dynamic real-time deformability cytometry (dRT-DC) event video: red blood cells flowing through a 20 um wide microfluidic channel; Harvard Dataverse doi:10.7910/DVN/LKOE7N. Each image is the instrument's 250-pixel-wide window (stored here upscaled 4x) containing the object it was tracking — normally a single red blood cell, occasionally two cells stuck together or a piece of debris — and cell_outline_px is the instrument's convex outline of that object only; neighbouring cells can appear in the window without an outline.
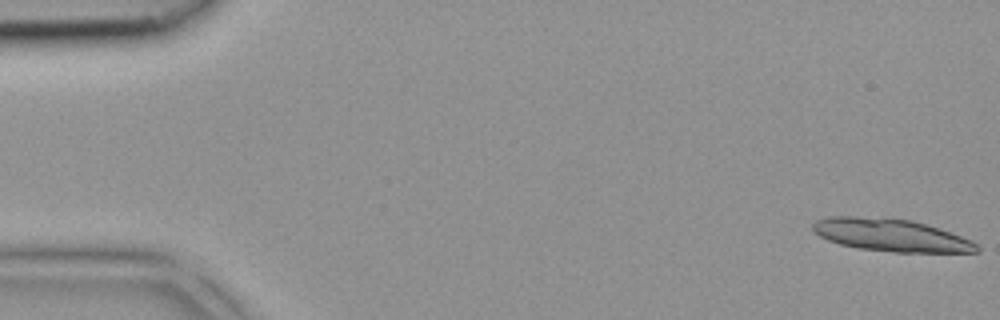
{"species": "common noctule bat (a hibernating species)", "species_latin": "Nyctalus noctula", "temperature_condition": "room temperature", "stored_images_in_passage": 18, "camera_frame_rate_fps": 3000, "um_per_image_px": 0.085, "animal": {"sex": "female", "body_mass_g": 18.4}, "frame": {"image": 1, "passage_image": 1, "time_ms": 0.0, "image_size_px": [1000, 320], "cell_outline_px": [[980, 252], [896, 252], [856, 248], [840, 244], [828, 240], [812, 232], [812, 224], [816, 220], [828, 216], [856, 216], [912, 220], [940, 228], [972, 240], [980, 248]], "centroid_in_image_um": [75.71, 19.98], "position_along_channel_um": 9.3, "area_um2": 31.15}}